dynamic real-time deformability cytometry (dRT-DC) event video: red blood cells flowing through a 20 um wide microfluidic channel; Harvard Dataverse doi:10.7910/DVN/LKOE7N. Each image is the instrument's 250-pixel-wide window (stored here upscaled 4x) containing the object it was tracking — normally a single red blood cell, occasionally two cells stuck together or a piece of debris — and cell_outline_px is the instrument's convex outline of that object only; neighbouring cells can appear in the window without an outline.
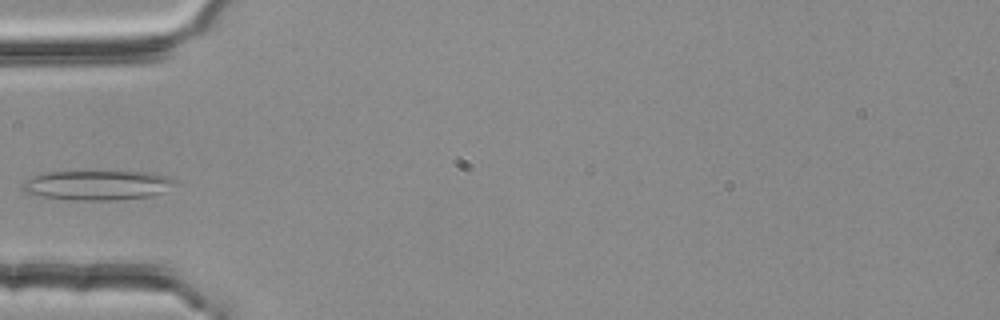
{"species": "common noctule bat (a hibernating species)", "species_latin": "Nyctalus noctula", "temperature_condition": "room temperature", "stored_images_in_passage": 33, "camera_frame_rate_fps": 3000, "um_per_image_px": 0.085, "animal": {"sex": "female", "body_mass_g": 25.1}, "frame": {"image": 1, "passage_image": 1, "time_ms": 0.0, "image_size_px": [1000, 320], "cell_outline_px": [[176, 180], [164, 192], [152, 196], [116, 200], [76, 200], [40, 196], [24, 192], [20, 188], [32, 176], [40, 172], [152, 172], [168, 176]], "centroid_in_image_um": [8.27, 15.74], "position_along_channel_um": 76.7, "area_um2": 26.24}}
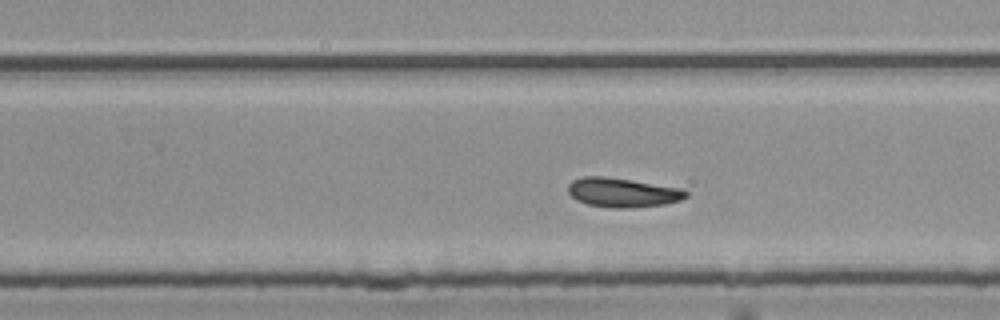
{"frame": {"image": 2, "passage_image": 17, "time_ms": 5.333, "image_size_px": [1000, 320], "cell_outline_px": [[688, 196], [680, 200], [664, 204], [628, 208], [608, 208], [588, 204], [576, 200], [568, 192], [568, 184], [572, 180], [584, 176], [604, 176], [632, 180], [680, 188], [688, 192]], "centroid_in_image_um": [52.89, 16.36], "position_along_channel_um": 276.9, "area_um2": 20.11}}
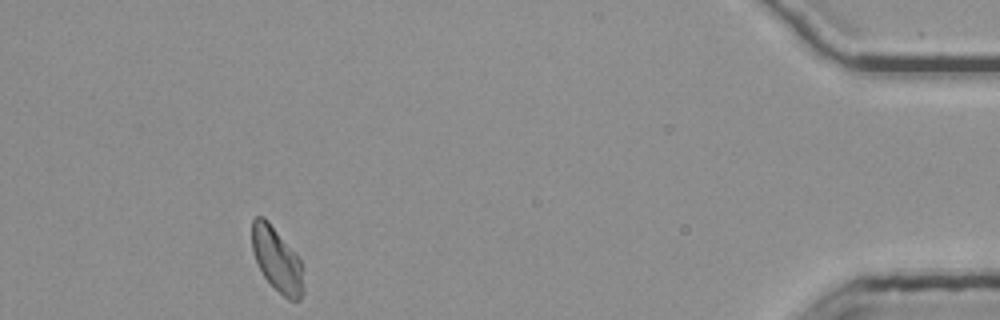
{"frame": {"image": 3, "passage_image": 33, "time_ms": 10.667, "image_size_px": [1000, 320], "cell_outline_px": [[304, 292], [300, 300], [288, 300], [264, 276], [252, 252], [252, 220], [256, 216], [264, 216], [268, 220], [300, 260], [304, 268]], "centroid_in_image_um": [23.56, 22.07], "position_along_channel_um": 411.6, "area_um2": 19.19}}